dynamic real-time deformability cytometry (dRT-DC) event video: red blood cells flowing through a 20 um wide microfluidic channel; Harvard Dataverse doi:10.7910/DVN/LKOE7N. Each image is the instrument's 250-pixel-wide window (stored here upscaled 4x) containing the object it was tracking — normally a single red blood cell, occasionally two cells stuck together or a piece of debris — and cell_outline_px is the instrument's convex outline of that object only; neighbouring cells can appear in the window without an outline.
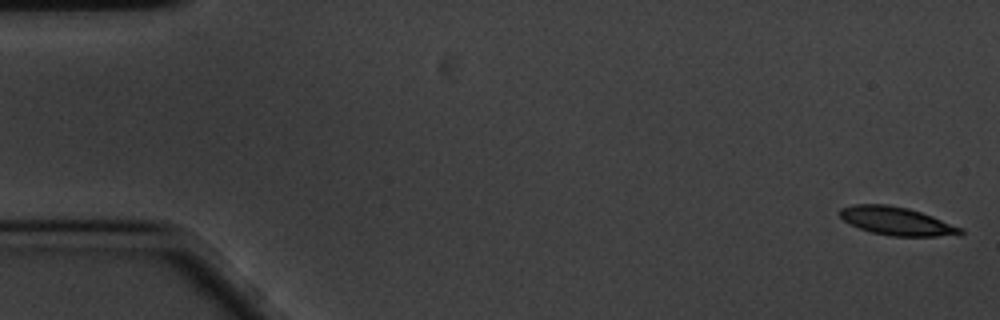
{"species": "common noctule bat (a hibernating species)", "species_latin": "Nyctalus noctula", "temperature_condition": "cold", "stored_images_in_passage": 58, "camera_frame_rate_fps": 3000, "um_per_image_px": 0.085, "animal": {"sex": "male", "body_mass_g": 20.1, "forearm_length_mm": 53.5}, "frame": {"image": 1, "passage_image": 1, "time_ms": 0.0, "image_size_px": [1000, 320], "cell_outline_px": [[964, 232], [960, 236], [888, 236], [872, 232], [860, 228], [844, 220], [840, 216], [840, 208], [856, 204], [888, 204], [908, 208], [932, 216], [964, 228]], "centroid_in_image_um": [76.28, 18.8], "position_along_channel_um": 8.7, "area_um2": 19.88}}
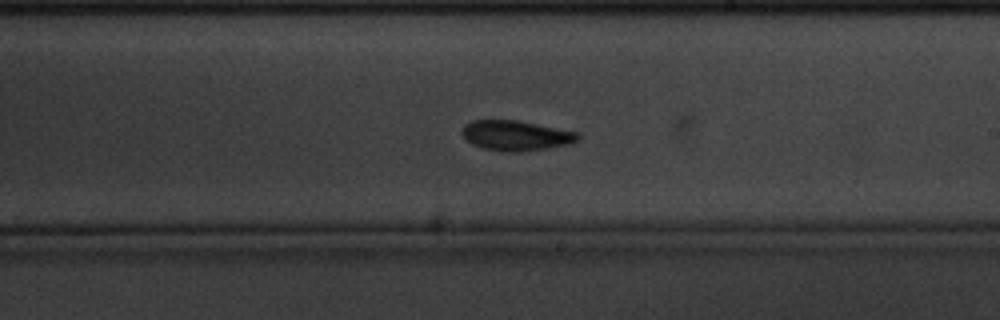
{"frame": {"image": 2, "passage_image": 33, "time_ms": 10.667, "image_size_px": [1000, 320], "cell_outline_px": [[580, 140], [572, 144], [548, 148], [520, 152], [504, 152], [484, 148], [472, 144], [460, 132], [464, 124], [472, 120], [520, 120], [580, 132]], "centroid_in_image_um": [43.91, 11.51], "position_along_channel_um": 245.1, "area_um2": 20.75}}
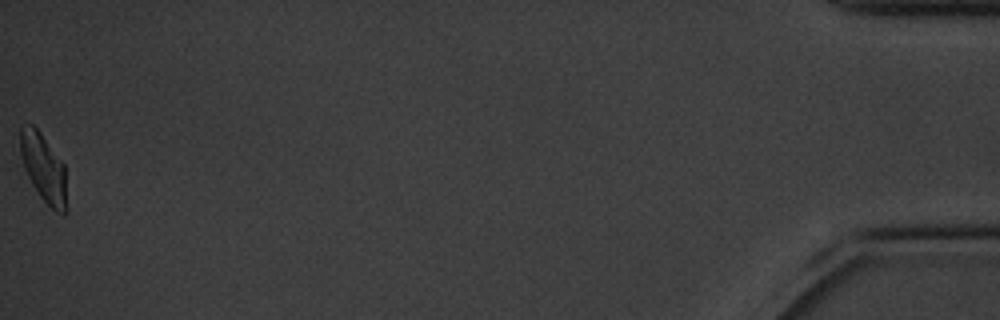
{"frame": {"image": 3, "passage_image": 58, "time_ms": 19.0, "image_size_px": [1000, 320], "cell_outline_px": [[68, 208], [64, 216], [56, 212], [40, 196], [32, 184], [24, 168], [20, 156], [20, 124], [32, 124], [40, 132], [64, 164]], "centroid_in_image_um": [3.71, 14.3], "position_along_channel_um": 431.5, "area_um2": 18.73}, "authors_computed_cell_mechanics": {"area_um2": 19.941, "velocity_mm_per_s": 3.4202, "shape_relaxation_time_tau1_ms": 3.0677, "shape_relaxation_time_tau2_ms": null, "deformation_change_tau1": 0.1231, "deformation_change_tau2": null}}